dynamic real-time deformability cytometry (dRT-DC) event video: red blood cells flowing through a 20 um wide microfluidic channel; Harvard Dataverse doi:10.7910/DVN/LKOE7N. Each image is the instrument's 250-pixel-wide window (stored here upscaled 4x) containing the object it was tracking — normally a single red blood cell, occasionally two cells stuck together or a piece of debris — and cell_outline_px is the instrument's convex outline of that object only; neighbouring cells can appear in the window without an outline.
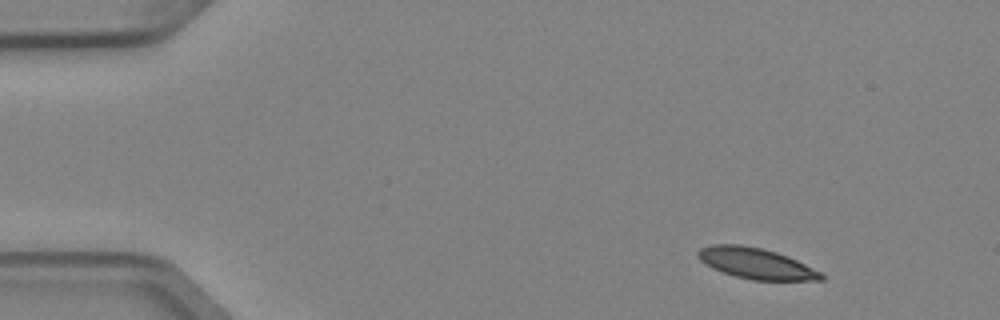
{"species": "Egyptian fruit bat (a non-hibernating species)", "species_latin": "Rousettus aegyptiacus", "temperature_condition": "cold", "stored_images_in_passage": 5, "camera_frame_rate_fps": 3000, "um_per_image_px": 0.085, "animal": {"sex": "female"}, "frame": {"image": 1, "passage_image": 2, "time_ms": 0.333, "image_size_px": [1000, 320], "cell_outline_px": [[824, 280], [752, 280], [736, 276], [712, 268], [700, 260], [696, 256], [696, 252], [700, 248], [712, 244], [740, 244], [760, 248], [776, 252], [788, 256], [820, 272], [824, 276]], "centroid_in_image_um": [64.22, 22.38], "position_along_channel_um": 20.8, "area_um2": 21.96}}